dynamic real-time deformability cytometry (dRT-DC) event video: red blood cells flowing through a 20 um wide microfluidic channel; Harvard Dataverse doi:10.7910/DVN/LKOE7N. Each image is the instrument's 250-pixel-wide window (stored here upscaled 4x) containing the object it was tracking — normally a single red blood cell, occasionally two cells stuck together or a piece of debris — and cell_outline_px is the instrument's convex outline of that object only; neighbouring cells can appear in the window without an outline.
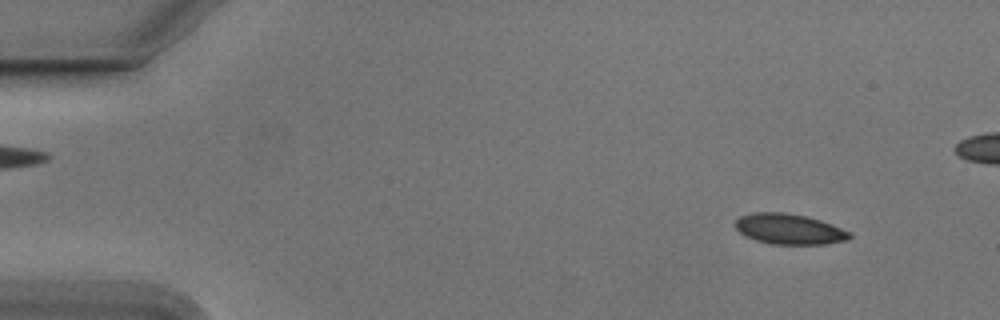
{"species": "Egyptian fruit bat (a non-hibernating species)", "species_latin": "Rousettus aegyptiacus", "temperature_condition": "cold", "stored_images_in_passage": 55, "camera_frame_rate_fps": 3000, "um_per_image_px": 0.085, "animal": {"sex": "male"}, "frame": {"image": 1, "passage_image": 5, "time_ms": 1.333, "image_size_px": [1000, 320], "cell_outline_px": [[852, 236], [848, 240], [824, 244], [772, 244], [756, 240], [744, 236], [736, 228], [736, 220], [740, 216], [756, 212], [784, 212], [808, 216], [832, 224], [852, 232]], "centroid_in_image_um": [67.12, 19.47], "position_along_channel_um": 17.9, "area_um2": 20.4}}
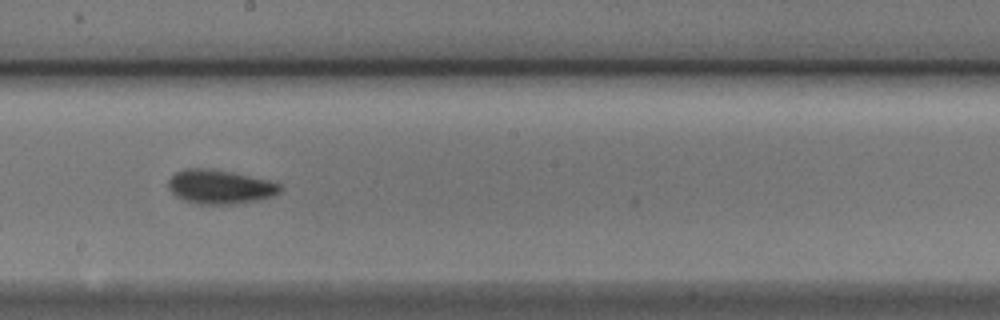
{"frame": {"image": 2, "passage_image": 30, "time_ms": 9.667, "image_size_px": [1000, 320], "cell_outline_px": [[280, 192], [272, 196], [260, 200], [236, 204], [200, 204], [184, 200], [176, 196], [168, 188], [168, 180], [176, 172], [184, 168], [208, 168], [268, 180], [280, 184]], "centroid_in_image_um": [18.67, 15.89], "position_along_channel_um": 229.5, "area_um2": 22.02}}
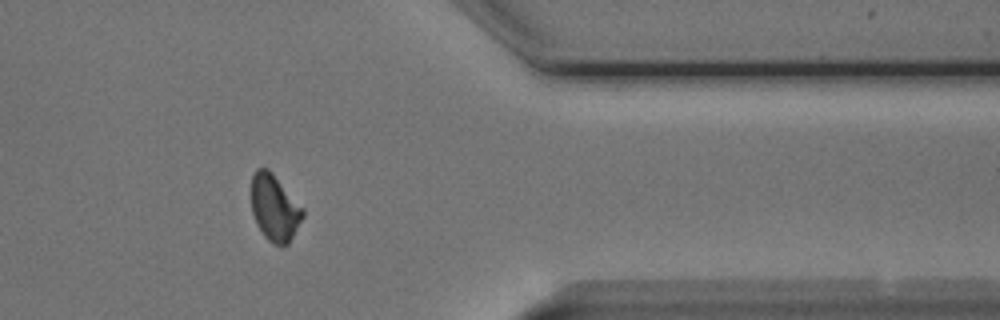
{"frame": {"image": 3, "passage_image": 44, "time_ms": 14.333, "image_size_px": [1000, 320], "cell_outline_px": [[304, 216], [288, 244], [272, 244], [264, 236], [256, 224], [252, 212], [252, 176], [256, 168], [268, 168], [272, 172], [304, 208]], "centroid_in_image_um": [23.34, 17.65], "position_along_channel_um": 388.1, "area_um2": 19.88}, "authors_computed_cell_mechanics": {"area_um2": 20.4034, "velocity_mm_per_s": 3.7686, "shape_relaxation_time_tau1_ms": 3.3465, "shape_relaxation_time_tau2_ms": 5.1246, "deformation_change_tau1": 0.1014, "deformation_change_tau2": 0.0842}}